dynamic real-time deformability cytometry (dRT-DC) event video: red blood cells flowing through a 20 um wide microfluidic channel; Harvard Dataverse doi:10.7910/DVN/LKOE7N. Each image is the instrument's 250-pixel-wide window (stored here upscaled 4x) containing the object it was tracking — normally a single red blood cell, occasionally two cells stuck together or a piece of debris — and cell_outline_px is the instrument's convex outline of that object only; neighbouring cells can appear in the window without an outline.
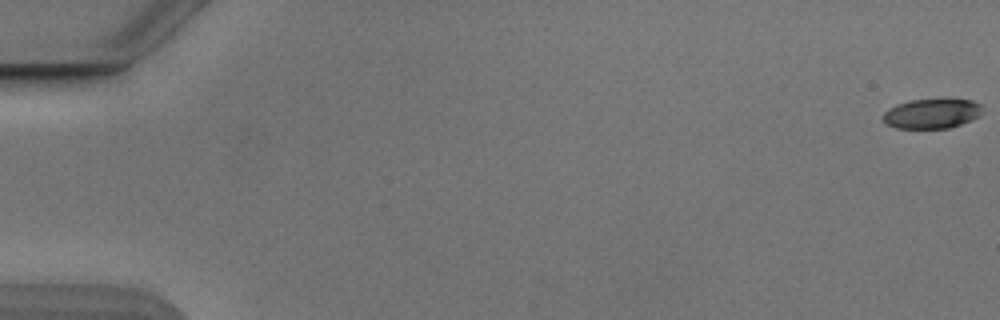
{"species": "Egyptian fruit bat (a non-hibernating species)", "species_latin": "Rousettus aegyptiacus", "temperature_condition": "cold", "stored_images_in_passage": 12, "camera_frame_rate_fps": 3000, "um_per_image_px": 0.085, "animal": {"sex": "male"}, "frame": {"image": 1, "passage_image": 1, "time_ms": 0.0, "image_size_px": [1000, 320], "cell_outline_px": [[980, 116], [972, 120], [948, 128], [896, 128], [884, 124], [884, 112], [888, 108], [896, 104], [908, 100], [972, 100], [980, 104]], "centroid_in_image_um": [79.16, 9.66], "position_along_channel_um": 5.8, "area_um2": 17.05}}